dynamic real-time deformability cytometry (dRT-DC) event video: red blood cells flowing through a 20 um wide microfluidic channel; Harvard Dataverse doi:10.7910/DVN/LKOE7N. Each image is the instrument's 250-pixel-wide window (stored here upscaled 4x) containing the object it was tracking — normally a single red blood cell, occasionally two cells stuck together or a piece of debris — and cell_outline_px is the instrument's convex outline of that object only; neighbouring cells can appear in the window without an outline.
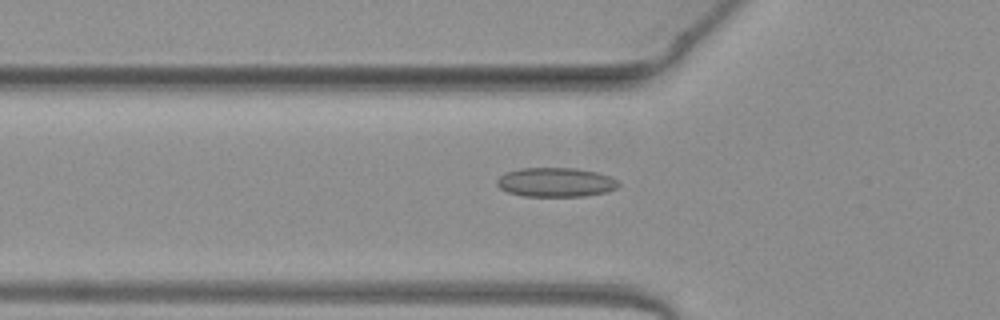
{"species": "common noctule bat (a hibernating species)", "species_latin": "Nyctalus noctula", "temperature_condition": "warm", "stored_images_in_passage": 46, "camera_frame_rate_fps": 3000, "um_per_image_px": 0.085, "animal": {"sex": "female", "body_mass_g": 19.3, "forearm_length_mm": 54.1}, "frame": {"image": 1, "passage_image": 13, "time_ms": 4.0, "image_size_px": [1000, 320], "cell_outline_px": [[620, 184], [616, 188], [608, 192], [584, 196], [524, 196], [508, 192], [500, 188], [496, 184], [496, 180], [500, 176], [508, 172], [520, 168], [576, 168], [596, 172], [612, 176], [620, 180]], "centroid_in_image_um": [47.29, 15.49], "position_along_channel_um": 78.5, "area_um2": 20.87}}
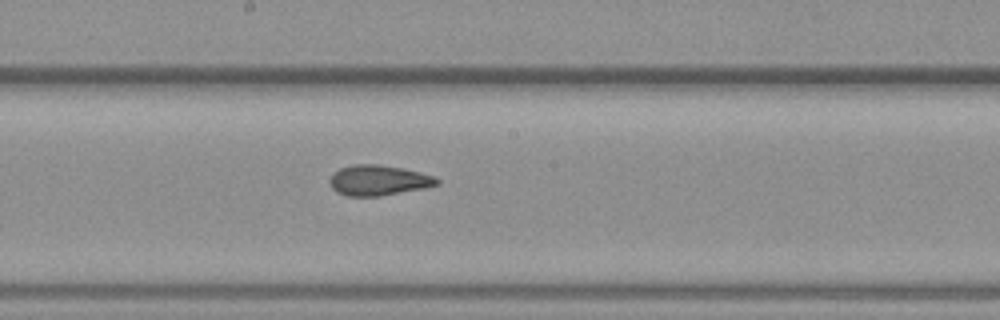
{"frame": {"image": 2, "passage_image": 23, "time_ms": 7.333, "image_size_px": [1000, 320], "cell_outline_px": [[440, 184], [424, 188], [380, 196], [348, 196], [336, 192], [332, 188], [328, 180], [332, 172], [340, 168], [352, 164], [376, 164], [404, 168], [436, 176], [440, 180]], "centroid_in_image_um": [32.16, 15.32], "position_along_channel_um": 216.0, "area_um2": 19.25}}
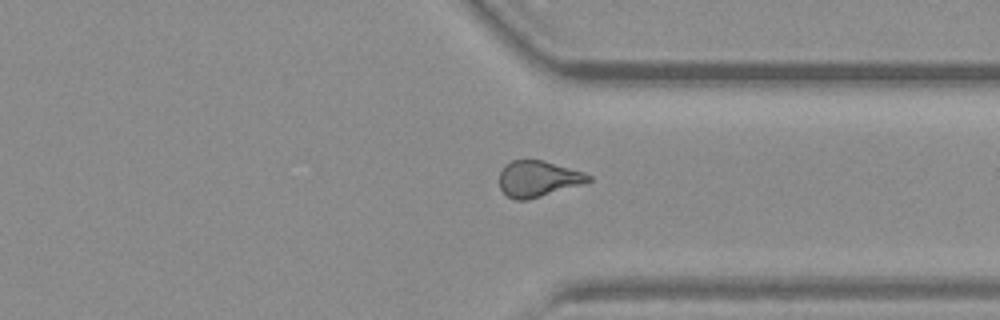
{"frame": {"image": 3, "passage_image": 34, "time_ms": 11.0, "image_size_px": [1000, 320], "cell_outline_px": [[592, 180], [584, 184], [528, 200], [516, 200], [508, 196], [500, 188], [500, 172], [504, 164], [512, 160], [544, 160], [584, 172], [592, 176]], "centroid_in_image_um": [45.76, 15.19], "position_along_channel_um": 365.6, "area_um2": 18.84}, "authors_computed_cell_mechanics": {"area_um2": 19.2474, "velocity_mm_per_s": 4.0993, "shape_relaxation_time_tau1_ms": null, "shape_relaxation_time_tau2_ms": 2.2575, "deformation_change_tau1": null, "deformation_change_tau2": 0.0896}}